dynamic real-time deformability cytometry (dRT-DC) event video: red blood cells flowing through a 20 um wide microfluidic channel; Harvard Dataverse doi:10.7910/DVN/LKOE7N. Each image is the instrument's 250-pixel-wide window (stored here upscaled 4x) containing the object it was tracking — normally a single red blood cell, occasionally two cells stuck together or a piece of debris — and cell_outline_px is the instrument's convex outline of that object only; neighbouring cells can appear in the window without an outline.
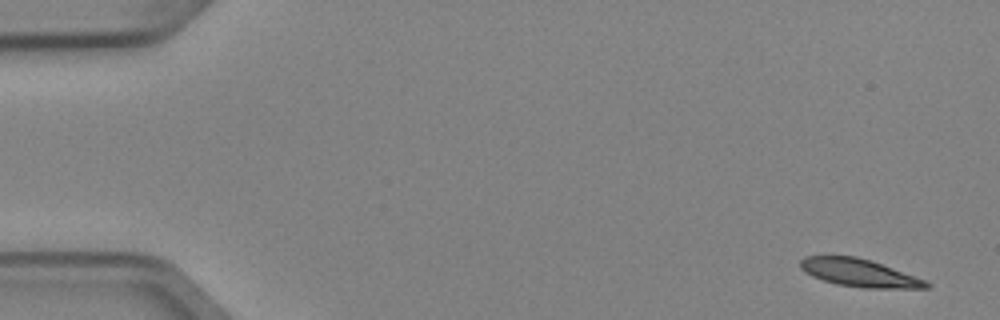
{"species": "Egyptian fruit bat (a non-hibernating species)", "species_latin": "Rousettus aegyptiacus", "temperature_condition": "cold", "stored_images_in_passage": 7, "camera_frame_rate_fps": 3000, "um_per_image_px": 0.085, "animal": {"sex": "female"}, "frame": {"image": 1, "passage_image": 1, "time_ms": 0.0, "image_size_px": [1000, 320], "cell_outline_px": [[932, 284], [928, 288], [864, 288], [836, 284], [812, 276], [804, 272], [800, 268], [800, 260], [804, 256], [856, 256], [892, 268], [924, 280]], "centroid_in_image_um": [72.98, 23.2], "position_along_channel_um": 12.0, "area_um2": 20.06}}
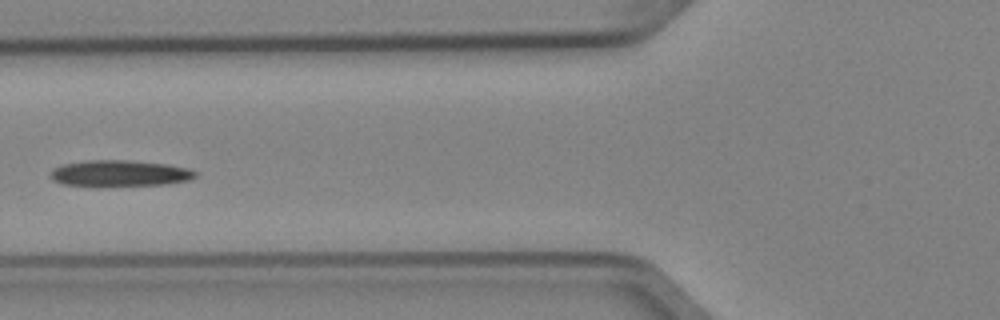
{"frame": {"image": 2, "passage_image": 6, "time_ms": 1.667, "image_size_px": [1000, 320], "cell_outline_px": [[200, 172], [196, 176], [188, 180], [160, 184], [64, 184], [52, 180], [48, 176], [52, 168], [60, 164], [84, 160], [128, 160], [168, 164], [188, 168]], "centroid_in_image_um": [10.15, 14.68], "position_along_channel_um": 115.7, "area_um2": 21.62}}
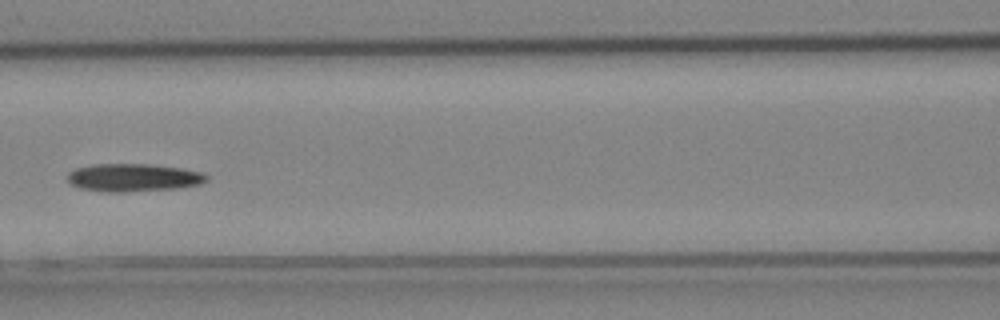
{"frame": {"image": 3, "passage_image": 7, "time_ms": 2.0, "image_size_px": [1000, 320], "cell_outline_px": [[208, 180], [200, 184], [176, 188], [124, 192], [108, 192], [80, 188], [72, 184], [68, 180], [68, 172], [76, 168], [92, 164], [148, 164], [184, 168], [204, 172], [208, 176]], "centroid_in_image_um": [11.37, 15.08], "position_along_channel_um": 155.2, "area_um2": 22.66}}